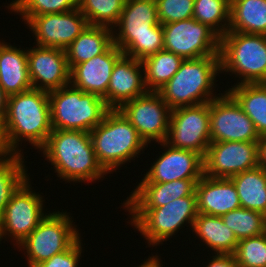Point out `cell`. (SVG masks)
<instances>
[{
  "label": "cell",
  "mask_w": 266,
  "mask_h": 267,
  "mask_svg": "<svg viewBox=\"0 0 266 267\" xmlns=\"http://www.w3.org/2000/svg\"><path fill=\"white\" fill-rule=\"evenodd\" d=\"M123 55L114 43L102 54L70 69V85L102 97L107 105V89L116 61Z\"/></svg>",
  "instance_id": "19"
},
{
  "label": "cell",
  "mask_w": 266,
  "mask_h": 267,
  "mask_svg": "<svg viewBox=\"0 0 266 267\" xmlns=\"http://www.w3.org/2000/svg\"><path fill=\"white\" fill-rule=\"evenodd\" d=\"M4 40L0 43V86L7 96L33 89L28 70L27 49Z\"/></svg>",
  "instance_id": "23"
},
{
  "label": "cell",
  "mask_w": 266,
  "mask_h": 267,
  "mask_svg": "<svg viewBox=\"0 0 266 267\" xmlns=\"http://www.w3.org/2000/svg\"><path fill=\"white\" fill-rule=\"evenodd\" d=\"M233 255L240 267H266V232L239 240Z\"/></svg>",
  "instance_id": "35"
},
{
  "label": "cell",
  "mask_w": 266,
  "mask_h": 267,
  "mask_svg": "<svg viewBox=\"0 0 266 267\" xmlns=\"http://www.w3.org/2000/svg\"><path fill=\"white\" fill-rule=\"evenodd\" d=\"M81 239L80 237L69 249L30 267H79L81 253L83 252V240Z\"/></svg>",
  "instance_id": "37"
},
{
  "label": "cell",
  "mask_w": 266,
  "mask_h": 267,
  "mask_svg": "<svg viewBox=\"0 0 266 267\" xmlns=\"http://www.w3.org/2000/svg\"><path fill=\"white\" fill-rule=\"evenodd\" d=\"M112 44L111 28L88 25L65 49L69 68L104 53Z\"/></svg>",
  "instance_id": "25"
},
{
  "label": "cell",
  "mask_w": 266,
  "mask_h": 267,
  "mask_svg": "<svg viewBox=\"0 0 266 267\" xmlns=\"http://www.w3.org/2000/svg\"><path fill=\"white\" fill-rule=\"evenodd\" d=\"M66 211L49 212L39 225L16 247L23 251L28 266L52 258L69 249L81 236Z\"/></svg>",
  "instance_id": "9"
},
{
  "label": "cell",
  "mask_w": 266,
  "mask_h": 267,
  "mask_svg": "<svg viewBox=\"0 0 266 267\" xmlns=\"http://www.w3.org/2000/svg\"><path fill=\"white\" fill-rule=\"evenodd\" d=\"M184 59L167 50H160L142 61L144 82L148 91L158 92L179 70Z\"/></svg>",
  "instance_id": "30"
},
{
  "label": "cell",
  "mask_w": 266,
  "mask_h": 267,
  "mask_svg": "<svg viewBox=\"0 0 266 267\" xmlns=\"http://www.w3.org/2000/svg\"><path fill=\"white\" fill-rule=\"evenodd\" d=\"M118 110L137 130L148 145L165 142L168 135L171 109L159 92L147 91L122 104Z\"/></svg>",
  "instance_id": "12"
},
{
  "label": "cell",
  "mask_w": 266,
  "mask_h": 267,
  "mask_svg": "<svg viewBox=\"0 0 266 267\" xmlns=\"http://www.w3.org/2000/svg\"><path fill=\"white\" fill-rule=\"evenodd\" d=\"M219 74L220 55L185 59L179 70L158 92L171 110L209 103L222 94L214 93L218 81L216 76Z\"/></svg>",
  "instance_id": "4"
},
{
  "label": "cell",
  "mask_w": 266,
  "mask_h": 267,
  "mask_svg": "<svg viewBox=\"0 0 266 267\" xmlns=\"http://www.w3.org/2000/svg\"><path fill=\"white\" fill-rule=\"evenodd\" d=\"M35 45L65 50L89 25L78 8L64 13L31 17L26 23Z\"/></svg>",
  "instance_id": "16"
},
{
  "label": "cell",
  "mask_w": 266,
  "mask_h": 267,
  "mask_svg": "<svg viewBox=\"0 0 266 267\" xmlns=\"http://www.w3.org/2000/svg\"><path fill=\"white\" fill-rule=\"evenodd\" d=\"M164 50L185 59L219 55L220 36L194 18L163 24Z\"/></svg>",
  "instance_id": "10"
},
{
  "label": "cell",
  "mask_w": 266,
  "mask_h": 267,
  "mask_svg": "<svg viewBox=\"0 0 266 267\" xmlns=\"http://www.w3.org/2000/svg\"><path fill=\"white\" fill-rule=\"evenodd\" d=\"M30 183L28 178L17 189L2 215L5 236L10 237L11 243L16 247L48 214L44 208V196L34 192Z\"/></svg>",
  "instance_id": "13"
},
{
  "label": "cell",
  "mask_w": 266,
  "mask_h": 267,
  "mask_svg": "<svg viewBox=\"0 0 266 267\" xmlns=\"http://www.w3.org/2000/svg\"><path fill=\"white\" fill-rule=\"evenodd\" d=\"M219 55L221 73L236 75L235 85L266 83V35L228 31L220 37Z\"/></svg>",
  "instance_id": "7"
},
{
  "label": "cell",
  "mask_w": 266,
  "mask_h": 267,
  "mask_svg": "<svg viewBox=\"0 0 266 267\" xmlns=\"http://www.w3.org/2000/svg\"><path fill=\"white\" fill-rule=\"evenodd\" d=\"M160 255H155L152 254V256L149 255V257L147 259H145L146 261H144L143 263H141V265L137 266V267H162L163 263L161 261V258H159Z\"/></svg>",
  "instance_id": "41"
},
{
  "label": "cell",
  "mask_w": 266,
  "mask_h": 267,
  "mask_svg": "<svg viewBox=\"0 0 266 267\" xmlns=\"http://www.w3.org/2000/svg\"><path fill=\"white\" fill-rule=\"evenodd\" d=\"M6 7L20 15L24 24L34 16L64 13L78 8V0H12Z\"/></svg>",
  "instance_id": "34"
},
{
  "label": "cell",
  "mask_w": 266,
  "mask_h": 267,
  "mask_svg": "<svg viewBox=\"0 0 266 267\" xmlns=\"http://www.w3.org/2000/svg\"><path fill=\"white\" fill-rule=\"evenodd\" d=\"M165 143L204 157L211 143L210 102L173 109Z\"/></svg>",
  "instance_id": "11"
},
{
  "label": "cell",
  "mask_w": 266,
  "mask_h": 267,
  "mask_svg": "<svg viewBox=\"0 0 266 267\" xmlns=\"http://www.w3.org/2000/svg\"><path fill=\"white\" fill-rule=\"evenodd\" d=\"M198 214L221 217L241 208L235 184L230 178L203 175L195 188Z\"/></svg>",
  "instance_id": "21"
},
{
  "label": "cell",
  "mask_w": 266,
  "mask_h": 267,
  "mask_svg": "<svg viewBox=\"0 0 266 267\" xmlns=\"http://www.w3.org/2000/svg\"><path fill=\"white\" fill-rule=\"evenodd\" d=\"M228 31L266 35V0H230Z\"/></svg>",
  "instance_id": "26"
},
{
  "label": "cell",
  "mask_w": 266,
  "mask_h": 267,
  "mask_svg": "<svg viewBox=\"0 0 266 267\" xmlns=\"http://www.w3.org/2000/svg\"><path fill=\"white\" fill-rule=\"evenodd\" d=\"M4 238L6 240V236H5V232H4V226H3V221H2V218H0V244H1V241Z\"/></svg>",
  "instance_id": "42"
},
{
  "label": "cell",
  "mask_w": 266,
  "mask_h": 267,
  "mask_svg": "<svg viewBox=\"0 0 266 267\" xmlns=\"http://www.w3.org/2000/svg\"><path fill=\"white\" fill-rule=\"evenodd\" d=\"M230 179L237 189L241 207L266 216V170L257 166Z\"/></svg>",
  "instance_id": "27"
},
{
  "label": "cell",
  "mask_w": 266,
  "mask_h": 267,
  "mask_svg": "<svg viewBox=\"0 0 266 267\" xmlns=\"http://www.w3.org/2000/svg\"><path fill=\"white\" fill-rule=\"evenodd\" d=\"M125 0H78V9L88 24L113 29L124 7Z\"/></svg>",
  "instance_id": "31"
},
{
  "label": "cell",
  "mask_w": 266,
  "mask_h": 267,
  "mask_svg": "<svg viewBox=\"0 0 266 267\" xmlns=\"http://www.w3.org/2000/svg\"><path fill=\"white\" fill-rule=\"evenodd\" d=\"M24 154H0V218L17 189L30 177Z\"/></svg>",
  "instance_id": "29"
},
{
  "label": "cell",
  "mask_w": 266,
  "mask_h": 267,
  "mask_svg": "<svg viewBox=\"0 0 266 267\" xmlns=\"http://www.w3.org/2000/svg\"><path fill=\"white\" fill-rule=\"evenodd\" d=\"M210 259L206 267H240L233 254H214Z\"/></svg>",
  "instance_id": "38"
},
{
  "label": "cell",
  "mask_w": 266,
  "mask_h": 267,
  "mask_svg": "<svg viewBox=\"0 0 266 267\" xmlns=\"http://www.w3.org/2000/svg\"><path fill=\"white\" fill-rule=\"evenodd\" d=\"M203 162L204 175L230 178L259 166L258 142L210 143Z\"/></svg>",
  "instance_id": "15"
},
{
  "label": "cell",
  "mask_w": 266,
  "mask_h": 267,
  "mask_svg": "<svg viewBox=\"0 0 266 267\" xmlns=\"http://www.w3.org/2000/svg\"><path fill=\"white\" fill-rule=\"evenodd\" d=\"M259 166L266 170V135L258 140Z\"/></svg>",
  "instance_id": "39"
},
{
  "label": "cell",
  "mask_w": 266,
  "mask_h": 267,
  "mask_svg": "<svg viewBox=\"0 0 266 267\" xmlns=\"http://www.w3.org/2000/svg\"><path fill=\"white\" fill-rule=\"evenodd\" d=\"M161 25L193 18L194 0H155Z\"/></svg>",
  "instance_id": "36"
},
{
  "label": "cell",
  "mask_w": 266,
  "mask_h": 267,
  "mask_svg": "<svg viewBox=\"0 0 266 267\" xmlns=\"http://www.w3.org/2000/svg\"><path fill=\"white\" fill-rule=\"evenodd\" d=\"M221 218L223 223L233 231L238 241L266 232V216L257 211L241 207L226 213Z\"/></svg>",
  "instance_id": "33"
},
{
  "label": "cell",
  "mask_w": 266,
  "mask_h": 267,
  "mask_svg": "<svg viewBox=\"0 0 266 267\" xmlns=\"http://www.w3.org/2000/svg\"><path fill=\"white\" fill-rule=\"evenodd\" d=\"M224 92L210 101L211 143L258 142L260 136L253 121L236 100L227 91Z\"/></svg>",
  "instance_id": "14"
},
{
  "label": "cell",
  "mask_w": 266,
  "mask_h": 267,
  "mask_svg": "<svg viewBox=\"0 0 266 267\" xmlns=\"http://www.w3.org/2000/svg\"><path fill=\"white\" fill-rule=\"evenodd\" d=\"M201 244L206 245L213 254H234L238 245V240L233 231L223 223L221 217L197 214L194 220L193 228L191 229Z\"/></svg>",
  "instance_id": "24"
},
{
  "label": "cell",
  "mask_w": 266,
  "mask_h": 267,
  "mask_svg": "<svg viewBox=\"0 0 266 267\" xmlns=\"http://www.w3.org/2000/svg\"><path fill=\"white\" fill-rule=\"evenodd\" d=\"M51 132L48 92L30 89L8 96L6 117L0 130L2 153L24 154L20 148L23 140L39 150Z\"/></svg>",
  "instance_id": "1"
},
{
  "label": "cell",
  "mask_w": 266,
  "mask_h": 267,
  "mask_svg": "<svg viewBox=\"0 0 266 267\" xmlns=\"http://www.w3.org/2000/svg\"><path fill=\"white\" fill-rule=\"evenodd\" d=\"M193 18L222 37L229 30L230 0H194Z\"/></svg>",
  "instance_id": "32"
},
{
  "label": "cell",
  "mask_w": 266,
  "mask_h": 267,
  "mask_svg": "<svg viewBox=\"0 0 266 267\" xmlns=\"http://www.w3.org/2000/svg\"><path fill=\"white\" fill-rule=\"evenodd\" d=\"M29 77L33 89L51 92L70 83L65 50L31 46L27 50Z\"/></svg>",
  "instance_id": "18"
},
{
  "label": "cell",
  "mask_w": 266,
  "mask_h": 267,
  "mask_svg": "<svg viewBox=\"0 0 266 267\" xmlns=\"http://www.w3.org/2000/svg\"><path fill=\"white\" fill-rule=\"evenodd\" d=\"M38 151L51 163L57 177L67 183L92 184L108 175L97 161L89 132L52 129Z\"/></svg>",
  "instance_id": "2"
},
{
  "label": "cell",
  "mask_w": 266,
  "mask_h": 267,
  "mask_svg": "<svg viewBox=\"0 0 266 267\" xmlns=\"http://www.w3.org/2000/svg\"><path fill=\"white\" fill-rule=\"evenodd\" d=\"M134 226L149 246L162 245L176 235L186 224L193 228L197 217L196 193L179 198L159 208H125ZM171 237V238H170Z\"/></svg>",
  "instance_id": "6"
},
{
  "label": "cell",
  "mask_w": 266,
  "mask_h": 267,
  "mask_svg": "<svg viewBox=\"0 0 266 267\" xmlns=\"http://www.w3.org/2000/svg\"><path fill=\"white\" fill-rule=\"evenodd\" d=\"M142 61L122 55L115 63L107 89V106L118 109L125 102L145 94Z\"/></svg>",
  "instance_id": "20"
},
{
  "label": "cell",
  "mask_w": 266,
  "mask_h": 267,
  "mask_svg": "<svg viewBox=\"0 0 266 267\" xmlns=\"http://www.w3.org/2000/svg\"><path fill=\"white\" fill-rule=\"evenodd\" d=\"M112 30L113 43L124 55L138 61L164 49L163 27L155 0H125L120 19Z\"/></svg>",
  "instance_id": "3"
},
{
  "label": "cell",
  "mask_w": 266,
  "mask_h": 267,
  "mask_svg": "<svg viewBox=\"0 0 266 267\" xmlns=\"http://www.w3.org/2000/svg\"><path fill=\"white\" fill-rule=\"evenodd\" d=\"M226 91L253 121L259 136L266 135V83L231 86Z\"/></svg>",
  "instance_id": "28"
},
{
  "label": "cell",
  "mask_w": 266,
  "mask_h": 267,
  "mask_svg": "<svg viewBox=\"0 0 266 267\" xmlns=\"http://www.w3.org/2000/svg\"><path fill=\"white\" fill-rule=\"evenodd\" d=\"M7 98L8 96L4 93L0 86V130L4 124L7 109Z\"/></svg>",
  "instance_id": "40"
},
{
  "label": "cell",
  "mask_w": 266,
  "mask_h": 267,
  "mask_svg": "<svg viewBox=\"0 0 266 267\" xmlns=\"http://www.w3.org/2000/svg\"><path fill=\"white\" fill-rule=\"evenodd\" d=\"M162 154L151 163L139 183H167L176 180H200L204 175L203 156L197 152L176 149L159 142Z\"/></svg>",
  "instance_id": "17"
},
{
  "label": "cell",
  "mask_w": 266,
  "mask_h": 267,
  "mask_svg": "<svg viewBox=\"0 0 266 267\" xmlns=\"http://www.w3.org/2000/svg\"><path fill=\"white\" fill-rule=\"evenodd\" d=\"M199 180H176L167 183H138L123 202L124 208H159L195 192Z\"/></svg>",
  "instance_id": "22"
},
{
  "label": "cell",
  "mask_w": 266,
  "mask_h": 267,
  "mask_svg": "<svg viewBox=\"0 0 266 267\" xmlns=\"http://www.w3.org/2000/svg\"><path fill=\"white\" fill-rule=\"evenodd\" d=\"M48 96L52 129L90 132L110 110L102 97L70 84L48 92Z\"/></svg>",
  "instance_id": "8"
},
{
  "label": "cell",
  "mask_w": 266,
  "mask_h": 267,
  "mask_svg": "<svg viewBox=\"0 0 266 267\" xmlns=\"http://www.w3.org/2000/svg\"><path fill=\"white\" fill-rule=\"evenodd\" d=\"M89 133L97 161L108 174H113L125 163L139 158L138 155L148 148L118 109H110L102 122Z\"/></svg>",
  "instance_id": "5"
}]
</instances>
